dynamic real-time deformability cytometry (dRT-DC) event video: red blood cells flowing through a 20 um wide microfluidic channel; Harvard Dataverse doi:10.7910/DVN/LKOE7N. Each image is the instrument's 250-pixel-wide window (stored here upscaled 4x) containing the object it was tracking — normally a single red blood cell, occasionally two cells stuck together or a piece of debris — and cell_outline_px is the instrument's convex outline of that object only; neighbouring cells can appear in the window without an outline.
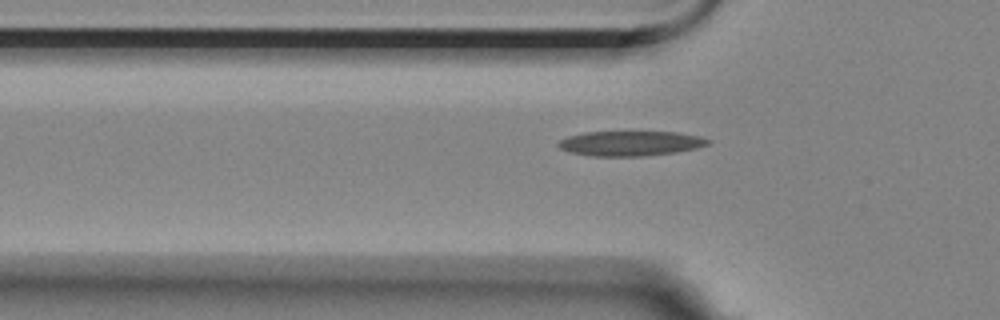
{"species": "Egyptian fruit bat (a non-hibernating species)", "species_latin": "Rousettus aegyptiacus", "temperature_condition": "room temperature", "stored_images_in_passage": 41, "camera_frame_rate_fps": 3000, "um_per_image_px": 0.085, "animal": {"sex": "female"}, "frame": {"image": 1, "passage_image": 4, "time_ms": 1.0, "image_size_px": [1000, 320], "cell_outline_px": [[712, 140], [708, 144], [696, 148], [676, 152], [644, 156], [592, 156], [568, 152], [560, 148], [556, 144], [560, 140], [568, 136], [584, 132], [676, 132], [700, 136]], "centroid_in_image_um": [53.57, 12.19], "position_along_channel_um": 72.2, "area_um2": 21.73}}
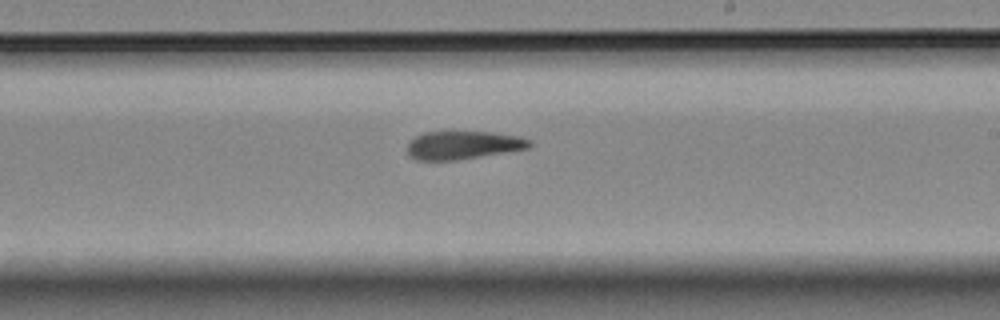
{"frame": {"image": 2, "passage_image": 19, "time_ms": 6.0, "image_size_px": [1000, 320], "cell_outline_px": [[532, 144], [528, 148], [456, 160], [416, 160], [408, 156], [408, 144], [416, 136], [424, 132], [492, 132], [520, 136], [532, 140]], "centroid_in_image_um": [39.37, 12.33], "position_along_channel_um": 249.6, "area_um2": 19.94}}
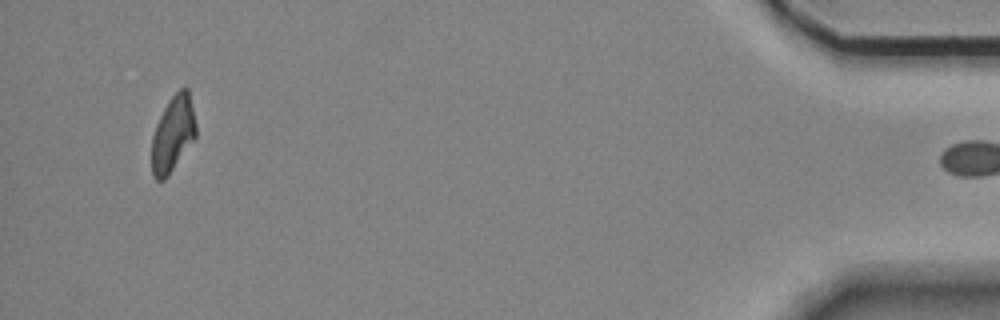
{"frame": {"image": 3, "passage_image": 40, "time_ms": 13.0, "image_size_px": [1000, 320], "cell_outline_px": [[196, 136], [168, 176], [164, 180], [156, 180], [152, 176], [152, 136], [156, 124], [168, 100], [180, 88], [188, 88], [196, 124]], "centroid_in_image_um": [14.69, 11.39], "position_along_channel_um": 420.5, "area_um2": 19.42}}